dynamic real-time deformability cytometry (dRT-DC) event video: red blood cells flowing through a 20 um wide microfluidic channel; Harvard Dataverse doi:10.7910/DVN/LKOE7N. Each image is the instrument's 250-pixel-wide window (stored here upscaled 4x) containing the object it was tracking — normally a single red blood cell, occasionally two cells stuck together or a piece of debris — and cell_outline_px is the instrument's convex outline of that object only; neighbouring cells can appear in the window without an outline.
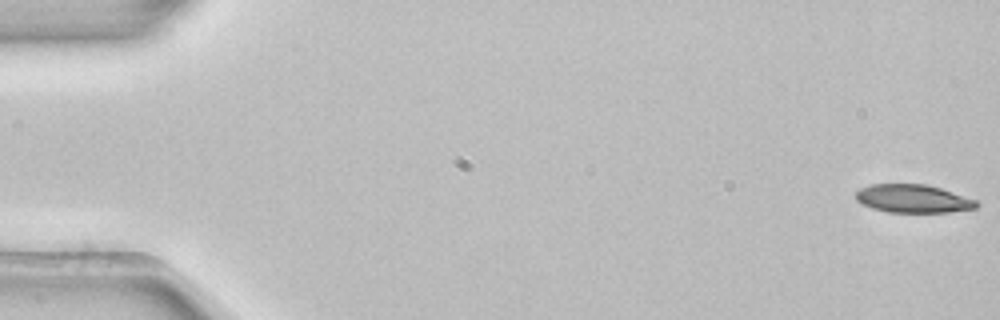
{"species": "common noctule bat (a hibernating species)", "species_latin": "Nyctalus noctula", "temperature_condition": "room temperature", "stored_images_in_passage": 4, "camera_frame_rate_fps": 3000, "um_per_image_px": 0.085, "animal": {"sex": "female", "body_mass_g": 22.7, "forearm_length_mm": 54.2}, "frame": {"image": 1, "passage_image": 1, "time_ms": 0.0, "image_size_px": [1000, 320], "cell_outline_px": [[980, 204], [976, 208], [948, 212], [888, 212], [872, 208], [856, 200], [856, 192], [860, 188], [872, 184], [924, 184], [940, 188], [976, 200]], "centroid_in_image_um": [77.61, 16.88], "position_along_channel_um": 7.4, "area_um2": 19.65}}
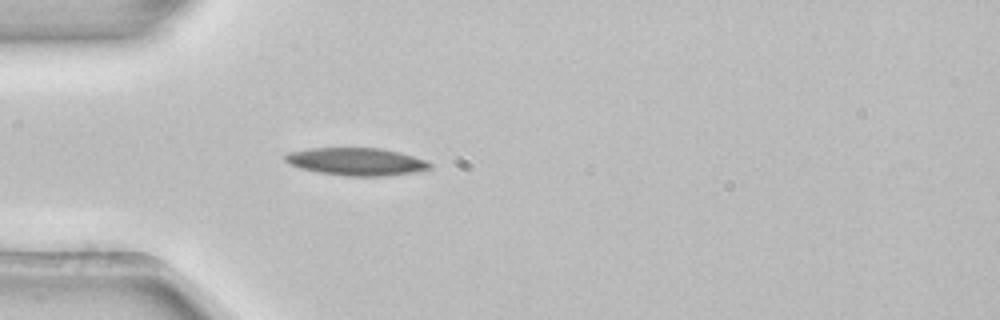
{"frame": {"image": 2, "passage_image": 4, "time_ms": 1.0, "image_size_px": [1000, 320], "cell_outline_px": [[432, 168], [416, 172], [384, 176], [344, 176], [320, 172], [300, 168], [288, 164], [284, 160], [284, 152], [308, 148], [384, 148], [400, 152], [424, 160], [432, 164]], "centroid_in_image_um": [30.25, 13.73], "position_along_channel_um": 54.8, "area_um2": 23.52}}